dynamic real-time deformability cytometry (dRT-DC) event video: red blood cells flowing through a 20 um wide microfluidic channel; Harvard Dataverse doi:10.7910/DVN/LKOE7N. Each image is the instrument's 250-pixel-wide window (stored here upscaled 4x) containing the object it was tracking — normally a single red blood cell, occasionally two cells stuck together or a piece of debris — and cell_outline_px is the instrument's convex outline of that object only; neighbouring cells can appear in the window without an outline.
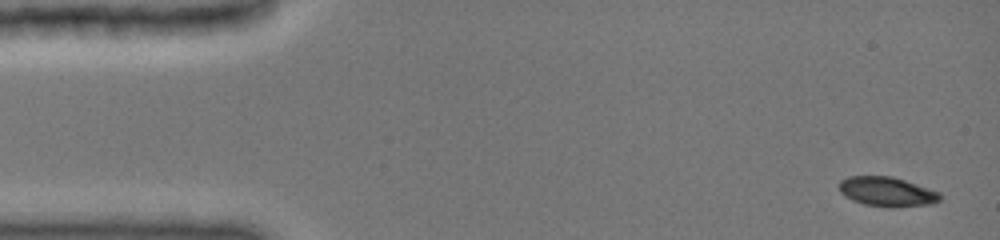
{"species": "common noctule bat (a hibernating species)", "species_latin": "Nyctalus noctula", "temperature_condition": "cold", "stored_images_in_passage": 49, "camera_frame_rate_fps": 3000, "um_per_image_px": 0.085, "animal": {"sex": "female", "body_mass_g": 19.0, "forearm_length_mm": 51.5}, "frame": {"image": 1, "passage_image": 1, "time_ms": 0.0, "image_size_px": [1000, 240], "cell_outline_px": [[944, 196], [940, 200], [932, 204], [864, 204], [852, 200], [844, 196], [840, 192], [836, 184], [840, 180], [848, 176], [892, 176], [940, 192]], "centroid_in_image_um": [75.33, 16.23], "position_along_channel_um": 9.7, "area_um2": 16.7}}
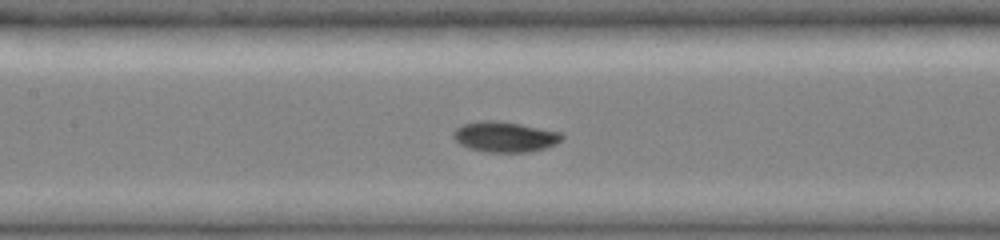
{"frame": {"image": 2, "passage_image": 19, "time_ms": 6.667, "image_size_px": [1000, 240], "cell_outline_px": [[564, 140], [556, 144], [532, 152], [484, 152], [468, 148], [460, 144], [452, 136], [452, 132], [456, 128], [464, 124], [480, 120], [492, 120], [520, 124], [560, 132], [564, 136]], "centroid_in_image_um": [42.91, 11.64], "position_along_channel_um": 164.5, "area_um2": 19.36}}
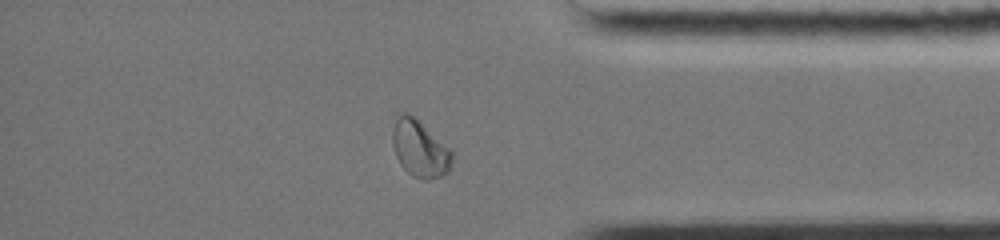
{"frame": {"image": 3, "passage_image": 41, "time_ms": 12.667, "image_size_px": [1000, 240], "cell_outline_px": [[452, 168], [448, 172], [440, 176], [428, 180], [412, 176], [400, 164], [396, 156], [392, 144], [392, 132], [396, 120], [404, 112], [408, 112], [416, 116], [452, 152]], "centroid_in_image_um": [35.68, 12.64], "position_along_channel_um": 399.5, "area_um2": 19.65}, "authors_computed_cell_mechanics": {"area_um2": 18.4382, "velocity_mm_per_s": 4.0129, "shape_relaxation_time_tau1_ms": 4.571, "shape_relaxation_time_tau2_ms": 1.6674, "deformation_change_tau1": 0.1874, "deformation_change_tau2": 0.0346}}